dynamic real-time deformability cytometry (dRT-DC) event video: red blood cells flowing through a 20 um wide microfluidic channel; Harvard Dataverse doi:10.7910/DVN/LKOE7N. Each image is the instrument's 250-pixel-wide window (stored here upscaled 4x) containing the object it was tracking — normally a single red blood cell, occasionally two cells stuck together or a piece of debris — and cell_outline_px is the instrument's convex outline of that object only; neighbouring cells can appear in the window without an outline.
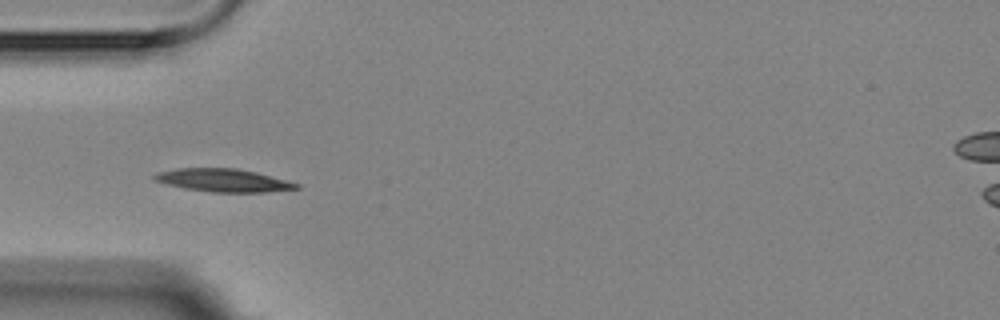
{"species": "Egyptian fruit bat (a non-hibernating species)", "species_latin": "Rousettus aegyptiacus", "temperature_condition": "room temperature", "stored_images_in_passage": 12, "camera_frame_rate_fps": 3000, "um_per_image_px": 0.085, "animal": {"sex": "female"}, "frame": {"image": 1, "passage_image": 4, "time_ms": 3.333, "image_size_px": [1000, 320], "cell_outline_px": [[300, 188], [268, 192], [212, 192], [184, 188], [152, 180], [152, 176], [156, 172], [176, 168], [236, 168], [256, 172], [300, 184]], "centroid_in_image_um": [18.95, 15.32], "position_along_channel_um": 66.1, "area_um2": 19.02}}
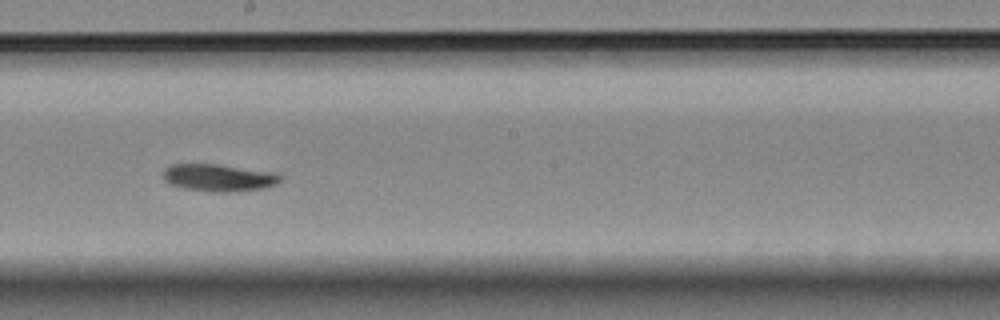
{"frame": {"image": 2, "passage_image": 8, "time_ms": 8.0, "image_size_px": [1000, 320], "cell_outline_px": [[280, 180], [276, 184], [264, 188], [228, 192], [212, 192], [184, 188], [168, 184], [164, 180], [164, 168], [168, 164], [216, 164], [276, 172], [280, 176]], "centroid_in_image_um": [18.56, 15.1], "position_along_channel_um": 229.6, "area_um2": 18.67}}
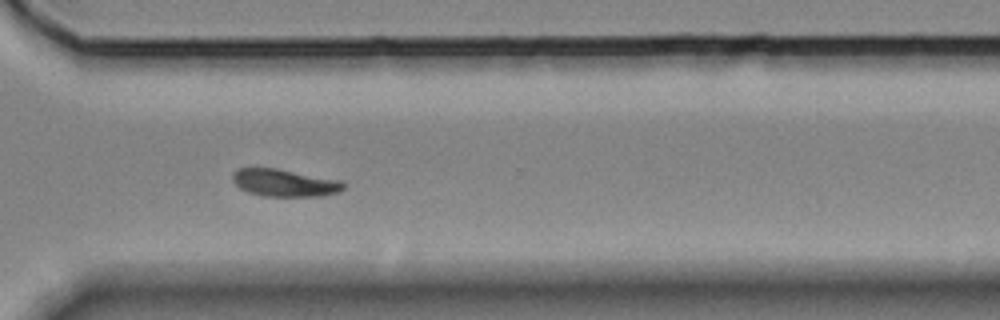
{"frame": {"image": 3, "passage_image": 11, "time_ms": 11.333, "image_size_px": [1000, 320], "cell_outline_px": [[348, 184], [340, 192], [324, 196], [264, 196], [248, 192], [240, 188], [232, 180], [232, 172], [236, 168], [276, 168], [340, 180]], "centroid_in_image_um": [24.21, 15.54], "position_along_channel_um": 346.4, "area_um2": 17.86}, "authors_computed_cell_mechanics": {"area_um2": 18.0047, "velocity_mm_per_s": 3.508, "shape_relaxation_time_tau1_ms": 2.6871, "shape_relaxation_time_tau2_ms": null, "deformation_change_tau1": 0.0756, "deformation_change_tau2": null}}